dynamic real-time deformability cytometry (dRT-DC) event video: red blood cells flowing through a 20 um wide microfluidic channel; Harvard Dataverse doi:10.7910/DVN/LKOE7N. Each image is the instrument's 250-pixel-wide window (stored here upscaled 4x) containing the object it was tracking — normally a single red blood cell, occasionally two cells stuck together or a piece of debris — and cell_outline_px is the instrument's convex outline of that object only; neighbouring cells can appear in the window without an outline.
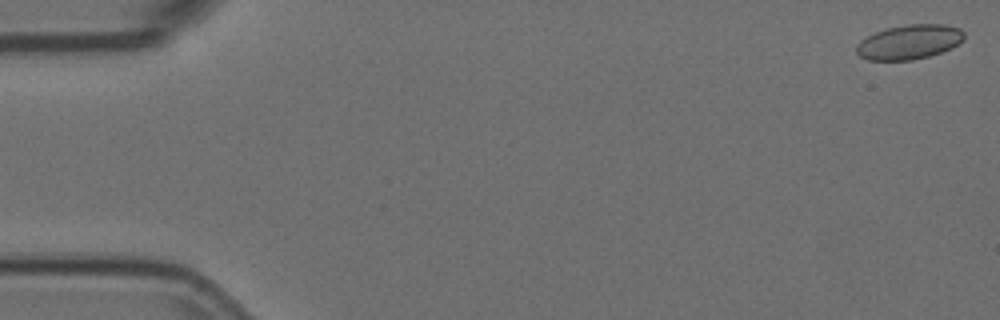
{"species": "Egyptian fruit bat (a non-hibernating species)", "species_latin": "Rousettus aegyptiacus", "temperature_condition": "room temperature", "stored_images_in_passage": 8, "camera_frame_rate_fps": 3000, "um_per_image_px": 0.085, "animal": {"sex": "female"}, "frame": {"image": 1, "passage_image": 1, "time_ms": 0.0, "image_size_px": [1000, 320], "cell_outline_px": [[964, 40], [952, 48], [928, 56], [912, 60], [868, 60], [860, 56], [856, 52], [856, 44], [860, 40], [876, 32], [888, 28], [904, 24], [944, 24], [960, 28], [964, 32]], "centroid_in_image_um": [77.29, 3.56], "position_along_channel_um": 7.7, "area_um2": 21.73}}
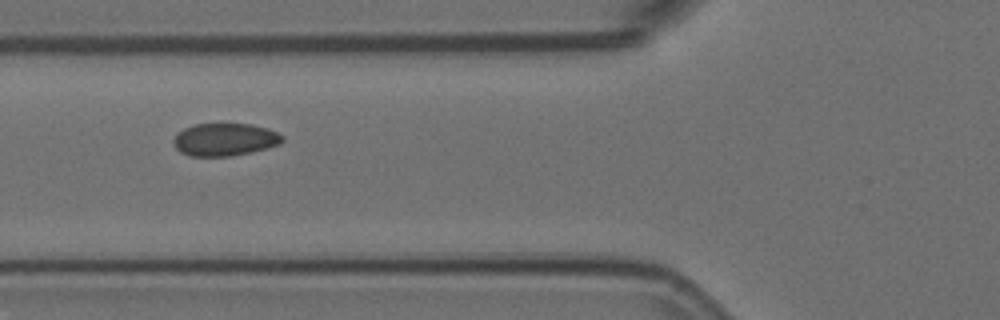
{"frame": {"image": 2, "passage_image": 6, "time_ms": 1.667, "image_size_px": [1000, 320], "cell_outline_px": [[284, 140], [280, 144], [252, 152], [232, 156], [188, 156], [180, 152], [176, 148], [172, 140], [184, 128], [196, 124], [252, 124], [268, 128], [284, 136]], "centroid_in_image_um": [19.13, 11.87], "position_along_channel_um": 106.7, "area_um2": 20.75}}
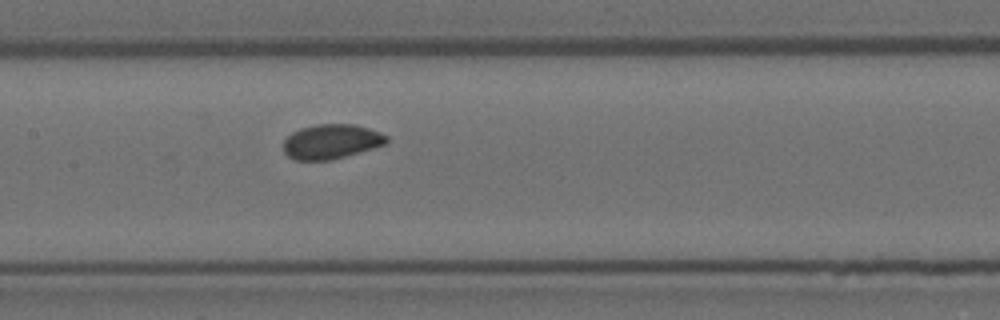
{"frame": {"image": 3, "passage_image": 8, "time_ms": 2.333, "image_size_px": [1000, 320], "cell_outline_px": [[388, 144], [332, 160], [296, 160], [288, 156], [284, 152], [284, 140], [292, 132], [300, 128], [316, 124], [356, 124], [380, 132], [388, 136]], "centroid_in_image_um": [28.19, 12.03], "position_along_channel_um": 179.2, "area_um2": 20.98}}